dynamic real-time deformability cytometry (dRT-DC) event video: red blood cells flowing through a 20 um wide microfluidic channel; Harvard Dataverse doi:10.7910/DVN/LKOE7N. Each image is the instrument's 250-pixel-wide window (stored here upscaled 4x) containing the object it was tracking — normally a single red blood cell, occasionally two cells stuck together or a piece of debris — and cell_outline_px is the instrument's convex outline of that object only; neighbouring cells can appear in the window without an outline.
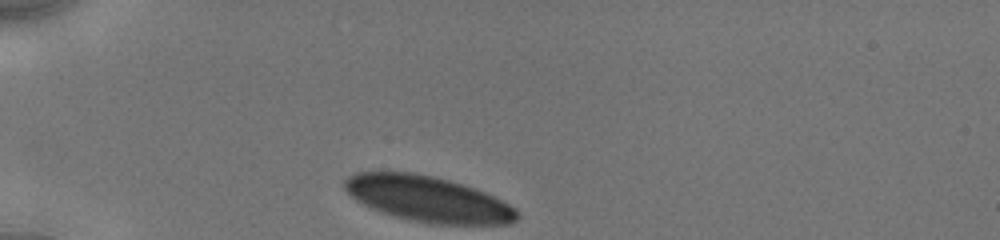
{"species": "human", "species_latin": "Homo sapiens", "temperature_condition": "cold", "stored_images_in_passage": 15, "camera_frame_rate_fps": 3000, "um_per_image_px": 0.085, "donor": {"sex": "male"}, "frame": {"image": 1, "passage_image": 1, "time_ms": 0.0, "image_size_px": [1000, 240], "cell_outline_px": [[520, 216], [512, 224], [432, 224], [408, 220], [392, 216], [380, 212], [356, 200], [344, 188], [344, 180], [348, 176], [356, 172], [412, 172], [432, 176], [448, 180], [484, 192], [516, 208]], "centroid_in_image_um": [36.36, 16.93], "position_along_channel_um": 48.6, "area_um2": 45.72}}
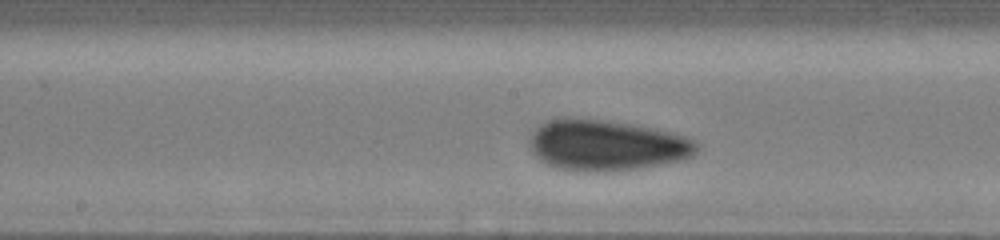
{"frame": {"image": 2, "passage_image": 9, "time_ms": 4.667, "image_size_px": [1000, 240], "cell_outline_px": [[700, 148], [692, 156], [680, 160], [660, 164], [612, 172], [592, 172], [560, 168], [548, 164], [540, 160], [532, 152], [528, 144], [528, 140], [532, 132], [540, 124], [556, 116], [564, 116], [600, 120], [632, 124], [652, 128], [684, 136], [696, 140], [700, 144]], "centroid_in_image_um": [51.52, 12.33], "position_along_channel_um": 196.7, "area_um2": 49.77}}
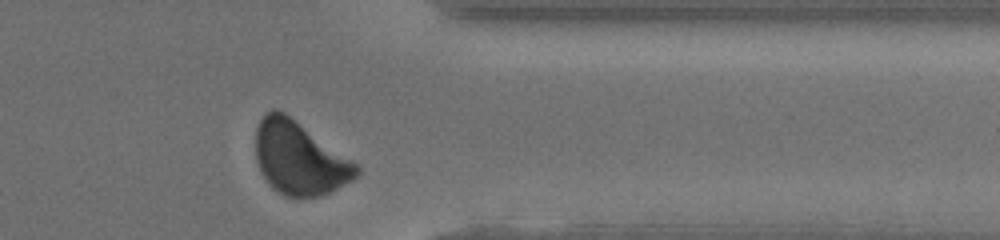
{"frame": {"image": 3, "passage_image": 15, "time_ms": 9.667, "image_size_px": [1000, 240], "cell_outline_px": [[360, 172], [352, 180], [328, 192], [316, 196], [284, 196], [272, 188], [264, 176], [256, 160], [256, 128], [260, 120], [272, 108], [276, 108], [284, 112], [360, 164]], "centroid_in_image_um": [25.47, 13.42], "position_along_channel_um": 385.9, "area_um2": 42.71}, "authors_computed_cell_mechanics": {"area_um2": 48.552, "velocity_mm_per_s": 3.8713, "shape_relaxation_time_tau1_ms": 1.7026, "shape_relaxation_time_tau2_ms": null, "deformation_change_tau1": 0.0676, "deformation_change_tau2": null}}